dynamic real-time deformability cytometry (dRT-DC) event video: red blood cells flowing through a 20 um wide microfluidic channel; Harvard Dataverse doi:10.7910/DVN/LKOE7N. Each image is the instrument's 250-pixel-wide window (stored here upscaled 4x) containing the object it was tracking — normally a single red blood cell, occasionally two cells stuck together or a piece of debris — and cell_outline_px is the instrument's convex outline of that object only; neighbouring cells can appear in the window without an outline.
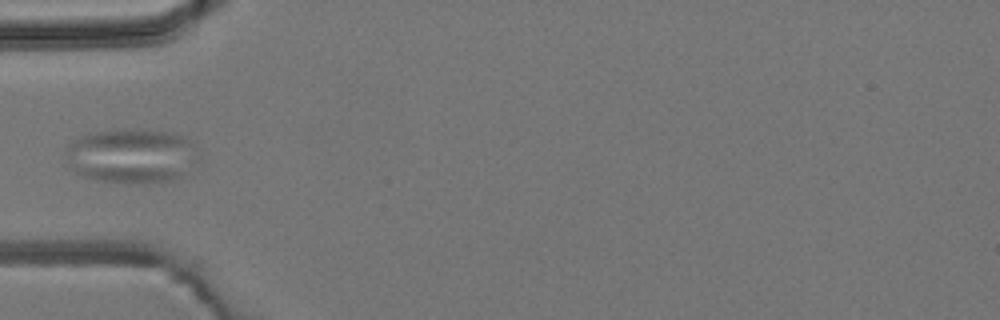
{"species": "common noctule bat (a hibernating species)", "species_latin": "Nyctalus noctula", "temperature_condition": "room temperature", "stored_images_in_passage": 8, "camera_frame_rate_fps": 3000, "um_per_image_px": 0.085, "animal": {"sex": "male", "body_mass_g": 19.2, "forearm_length_mm": 51.8}, "frame": {"image": 1, "passage_image": 4, "time_ms": 4.667, "image_size_px": [1000, 320], "cell_outline_px": [[196, 160], [188, 176], [172, 180], [96, 180], [84, 176], [68, 168], [64, 152], [64, 148], [72, 140], [80, 136], [96, 132], [132, 128], [140, 128], [172, 132], [196, 140]], "centroid_in_image_um": [11.21, 13.18], "position_along_channel_um": 73.8, "area_um2": 42.43}}